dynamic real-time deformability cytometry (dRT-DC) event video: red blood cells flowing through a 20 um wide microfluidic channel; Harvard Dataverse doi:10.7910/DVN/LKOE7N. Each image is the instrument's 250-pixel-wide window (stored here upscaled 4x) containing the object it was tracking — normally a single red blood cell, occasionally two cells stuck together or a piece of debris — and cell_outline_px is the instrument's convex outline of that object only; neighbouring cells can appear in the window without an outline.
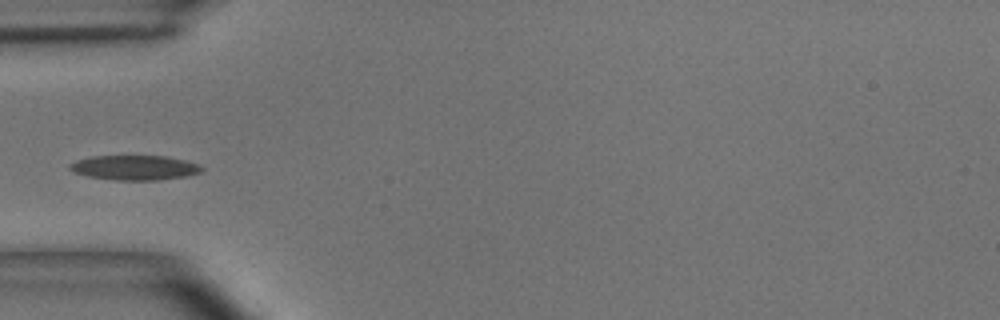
{"species": "common noctule bat (a hibernating species)", "species_latin": "Nyctalus noctula", "temperature_condition": "room temperature", "stored_images_in_passage": 5, "camera_frame_rate_fps": 3000, "um_per_image_px": 0.085, "animal": {"sex": "male", "body_mass_g": 15.6}, "frame": {"image": 1, "passage_image": 4, "time_ms": 1.0, "image_size_px": [1000, 320], "cell_outline_px": [[204, 168], [200, 172], [184, 176], [160, 180], [116, 180], [88, 176], [72, 172], [68, 168], [68, 164], [76, 160], [92, 156], [168, 156], [184, 160], [196, 164]], "centroid_in_image_um": [11.39, 14.25], "position_along_channel_um": 73.6, "area_um2": 18.96}}
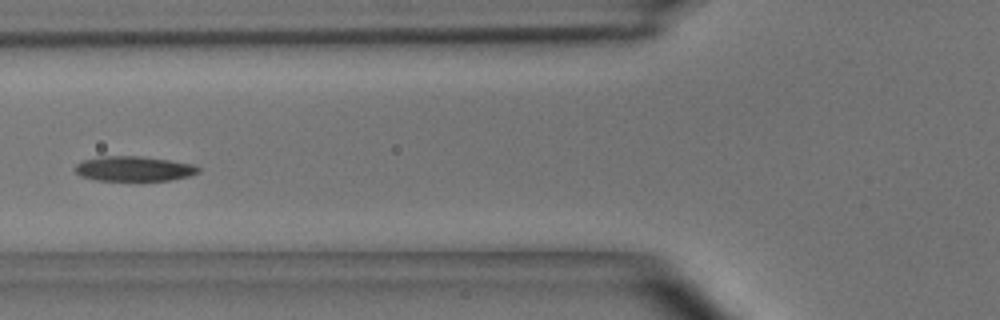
{"frame": {"image": 2, "passage_image": 5, "time_ms": 1.333, "image_size_px": [1000, 320], "cell_outline_px": [[200, 172], [188, 176], [172, 180], [96, 180], [80, 176], [76, 172], [76, 164], [84, 160], [100, 156], [140, 156], [168, 160], [192, 164], [200, 168]], "centroid_in_image_um": [11.38, 14.34], "position_along_channel_um": 114.4, "area_um2": 17.74}}